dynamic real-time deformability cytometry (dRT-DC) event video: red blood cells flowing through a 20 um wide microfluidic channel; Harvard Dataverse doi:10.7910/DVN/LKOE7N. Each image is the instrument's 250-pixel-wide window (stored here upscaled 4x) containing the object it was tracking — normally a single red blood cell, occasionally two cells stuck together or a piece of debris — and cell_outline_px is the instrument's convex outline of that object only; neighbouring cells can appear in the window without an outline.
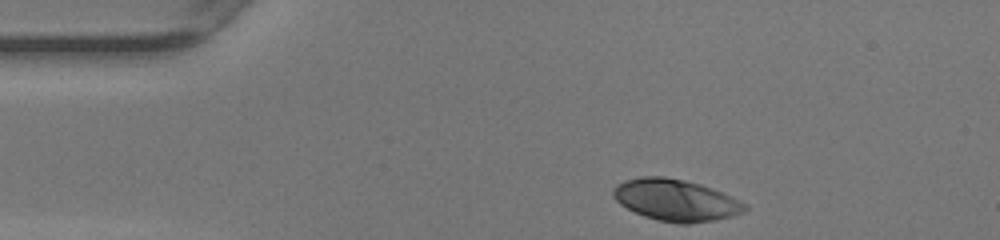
{"species": "human", "species_latin": "Homo sapiens", "temperature_condition": "warm", "stored_images_in_passage": 32, "camera_frame_rate_fps": 3000, "um_per_image_px": 0.085, "donor": {"sex": "female"}, "frame": {"image": 1, "passage_image": 1, "time_ms": 0.0, "image_size_px": [1000, 240], "cell_outline_px": [[748, 208], [744, 212], [732, 216], [716, 220], [688, 224], [680, 224], [656, 220], [644, 216], [620, 204], [612, 196], [612, 188], [616, 184], [624, 180], [644, 176], [664, 176], [684, 180], [700, 184], [712, 188], [740, 200], [748, 204]], "centroid_in_image_um": [57.45, 17.01], "position_along_channel_um": 27.6, "area_um2": 32.19}}
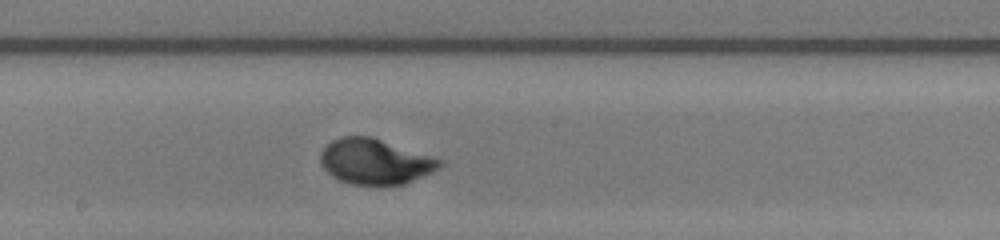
{"frame": {"image": 2, "passage_image": 19, "time_ms": 6.0, "image_size_px": [1000, 240], "cell_outline_px": [[444, 164], [440, 168], [432, 172], [404, 184], [380, 188], [352, 184], [340, 180], [332, 176], [320, 164], [320, 152], [332, 140], [340, 136], [372, 136], [444, 160]], "centroid_in_image_um": [31.9, 13.76], "position_along_channel_um": 216.3, "area_um2": 32.25}}
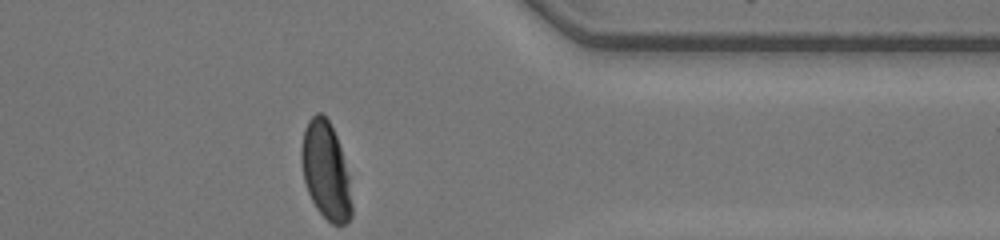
{"frame": {"image": 3, "passage_image": 32, "time_ms": 10.333, "image_size_px": [1000, 240], "cell_outline_px": [[352, 216], [344, 224], [332, 224], [316, 208], [308, 192], [304, 180], [300, 160], [300, 148], [304, 128], [308, 120], [316, 112], [320, 112], [328, 120], [336, 136], [340, 148], [348, 176], [352, 204]], "centroid_in_image_um": [27.66, 14.5], "position_along_channel_um": 383.7, "area_um2": 28.38}, "authors_computed_cell_mechanics": {"area_um2": 31.1831, "velocity_mm_per_s": 4.1955, "shape_relaxation_time_tau1_ms": 2.9081, "shape_relaxation_time_tau2_ms": null, "deformation_change_tau1": 0.2056, "deformation_change_tau2": null}}